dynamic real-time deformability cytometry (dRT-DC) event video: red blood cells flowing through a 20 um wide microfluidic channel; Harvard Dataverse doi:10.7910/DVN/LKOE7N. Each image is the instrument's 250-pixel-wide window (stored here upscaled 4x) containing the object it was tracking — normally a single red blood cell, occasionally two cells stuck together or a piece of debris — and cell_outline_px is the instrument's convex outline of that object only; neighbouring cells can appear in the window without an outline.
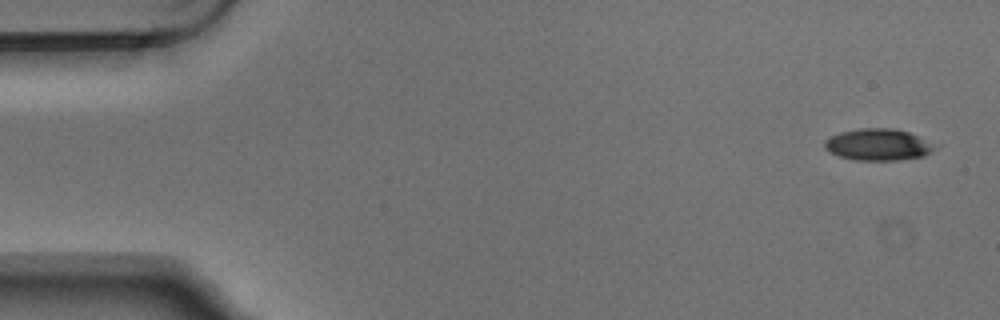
{"species": "Egyptian fruit bat (a non-hibernating species)", "species_latin": "Rousettus aegyptiacus", "temperature_condition": "warm", "stored_images_in_passage": 6, "camera_frame_rate_fps": 3000, "um_per_image_px": 0.085, "animal": {"sex": "male"}, "frame": {"image": 1, "passage_image": 1, "time_ms": 0.0, "image_size_px": [1000, 320], "cell_outline_px": [[944, 144], [932, 152], [924, 156], [896, 160], [856, 160], [840, 156], [828, 152], [824, 148], [824, 140], [840, 132], [860, 128], [896, 128]], "centroid_in_image_um": [74.76, 12.28], "position_along_channel_um": 10.2, "area_um2": 20.92}}
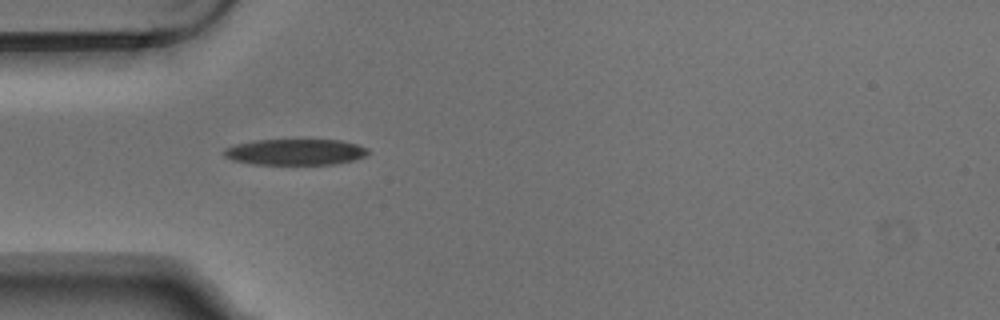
{"frame": {"image": 2, "passage_image": 5, "time_ms": 1.333, "image_size_px": [1000, 320], "cell_outline_px": [[368, 152], [364, 156], [352, 160], [336, 164], [252, 164], [232, 160], [224, 156], [224, 148], [236, 144], [256, 140], [340, 140], [356, 144], [368, 148]], "centroid_in_image_um": [25.08, 12.92], "position_along_channel_um": 59.9, "area_um2": 21.73}}
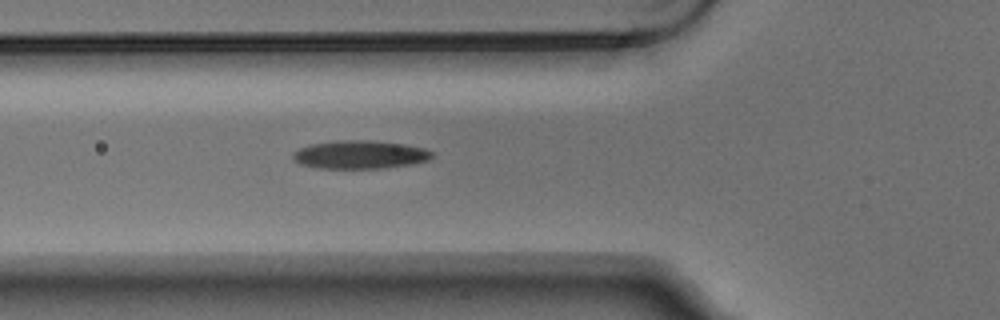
{"frame": {"image": 3, "passage_image": 6, "time_ms": 1.667, "image_size_px": [1000, 320], "cell_outline_px": [[432, 156], [428, 160], [412, 164], [388, 168], [320, 168], [300, 164], [292, 160], [292, 152], [300, 148], [312, 144], [336, 140], [372, 140], [404, 144], [424, 148], [432, 152]], "centroid_in_image_um": [30.58, 13.14], "position_along_channel_um": 95.2, "area_um2": 23.0}}